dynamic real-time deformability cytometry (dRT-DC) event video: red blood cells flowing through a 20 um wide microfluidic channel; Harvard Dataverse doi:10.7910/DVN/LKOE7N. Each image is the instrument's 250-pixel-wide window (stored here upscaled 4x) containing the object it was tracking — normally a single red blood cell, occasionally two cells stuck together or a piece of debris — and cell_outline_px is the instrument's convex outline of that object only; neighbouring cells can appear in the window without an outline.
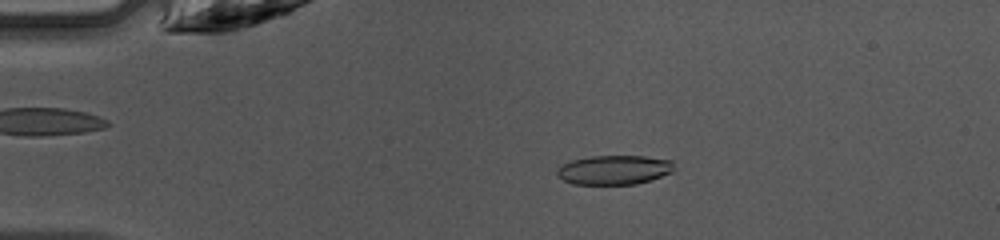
{"species": "common noctule bat (a hibernating species)", "species_latin": "Nyctalus noctula", "temperature_condition": "warm", "stored_images_in_passage": 40, "camera_frame_rate_fps": 3000, "um_per_image_px": 0.085, "animal": {"sex": "female", "body_mass_g": 10.0, "forearm_length_mm": 53.1}, "frame": {"image": 1, "passage_image": 2, "time_ms": 0.333, "image_size_px": [1000, 240], "cell_outline_px": [[672, 172], [652, 180], [636, 184], [572, 184], [564, 180], [556, 172], [556, 168], [572, 160], [592, 156], [644, 156], [672, 160]], "centroid_in_image_um": [52.21, 14.44], "position_along_channel_um": 32.8, "area_um2": 19.88}}
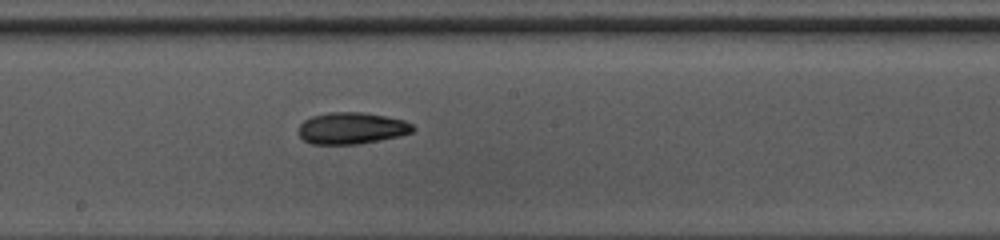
{"frame": {"image": 2, "passage_image": 18, "time_ms": 5.667, "image_size_px": [1000, 240], "cell_outline_px": [[416, 128], [412, 132], [400, 136], [356, 144], [312, 144], [304, 140], [296, 132], [300, 124], [304, 120], [312, 116], [328, 112], [364, 112], [404, 120], [412, 124]], "centroid_in_image_um": [29.87, 10.89], "position_along_channel_um": 218.3, "area_um2": 21.15}}
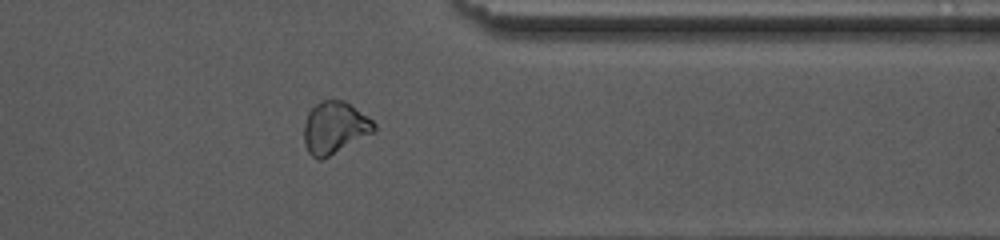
{"frame": {"image": 3, "passage_image": 30, "time_ms": 9.667, "image_size_px": [1000, 240], "cell_outline_px": [[376, 128], [372, 132], [328, 156], [320, 160], [312, 156], [308, 152], [304, 144], [304, 124], [308, 112], [320, 100], [344, 100], [372, 120], [376, 124]], "centroid_in_image_um": [28.4, 10.83], "position_along_channel_um": 383.0, "area_um2": 20.81}, "authors_computed_cell_mechanics": {"area_um2": 20.8658, "velocity_mm_per_s": 4.2622, "shape_relaxation_time_tau1_ms": 11.1887, "shape_relaxation_time_tau2_ms": 8.2896, "deformation_change_tau1": 0.2196, "deformation_change_tau2": 0.1634}}